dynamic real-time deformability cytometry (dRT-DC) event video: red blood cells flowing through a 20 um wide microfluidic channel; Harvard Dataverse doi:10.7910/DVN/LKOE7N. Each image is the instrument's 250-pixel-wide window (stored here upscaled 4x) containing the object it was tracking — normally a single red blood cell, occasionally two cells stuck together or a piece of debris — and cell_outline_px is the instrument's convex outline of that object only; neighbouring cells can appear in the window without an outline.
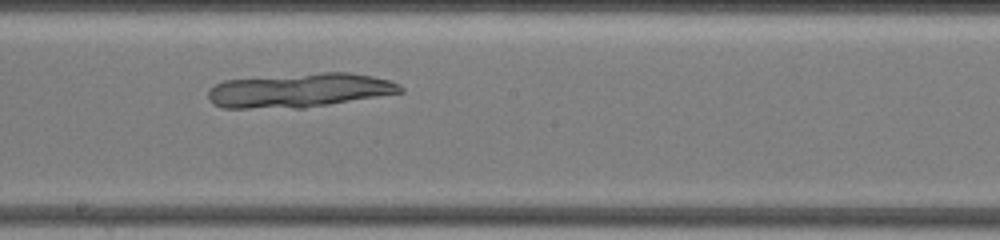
{"species": "common noctule bat (a hibernating species)", "species_latin": "Nyctalus noctula", "temperature_condition": "warm", "stored_images_in_passage": 17, "camera_frame_rate_fps": 3000, "um_per_image_px": 0.085, "animal": {"sex": "female", "body_mass_g": 19.5, "forearm_length_mm": 54.1}, "frame": {"image": 1, "passage_image": 15, "time_ms": 7.0, "image_size_px": [1000, 240], "cell_outline_px": [[404, 92], [304, 108], [224, 108], [212, 104], [208, 100], [208, 88], [224, 80], [320, 72], [348, 72], [372, 76], [388, 80], [400, 84], [404, 88]], "centroid_in_image_um": [25.42, 7.68], "position_along_channel_um": 222.8, "area_um2": 38.38}}
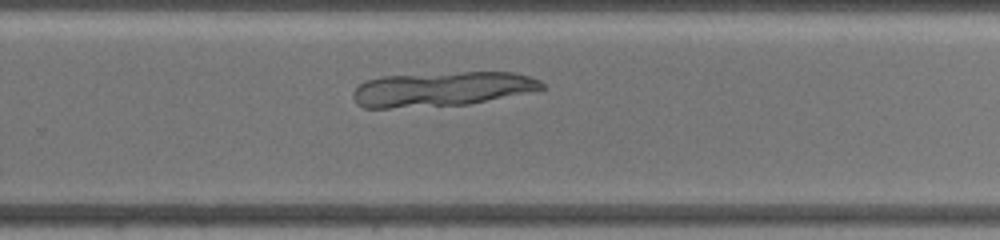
{"frame": {"image": 2, "passage_image": 17, "time_ms": 9.0, "image_size_px": [1000, 240], "cell_outline_px": [[544, 88], [468, 104], [388, 108], [364, 108], [356, 104], [352, 96], [352, 92], [360, 84], [368, 80], [380, 76], [464, 72], [516, 72], [540, 80], [544, 84]], "centroid_in_image_um": [37.49, 7.56], "position_along_channel_um": 292.3, "area_um2": 37.63}}